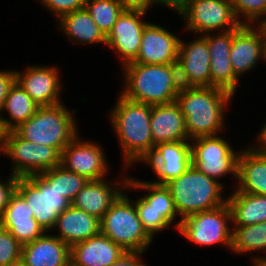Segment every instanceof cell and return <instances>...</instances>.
<instances>
[{"mask_svg":"<svg viewBox=\"0 0 266 266\" xmlns=\"http://www.w3.org/2000/svg\"><path fill=\"white\" fill-rule=\"evenodd\" d=\"M109 114L123 152L124 168L142 162L154 150L150 128L151 105L129 100L119 94Z\"/></svg>","mask_w":266,"mask_h":266,"instance_id":"6da1fadb","label":"cell"},{"mask_svg":"<svg viewBox=\"0 0 266 266\" xmlns=\"http://www.w3.org/2000/svg\"><path fill=\"white\" fill-rule=\"evenodd\" d=\"M234 96L217 87H181L176 96L189 139L214 136L224 128L225 110Z\"/></svg>","mask_w":266,"mask_h":266,"instance_id":"7a4b0ae2","label":"cell"},{"mask_svg":"<svg viewBox=\"0 0 266 266\" xmlns=\"http://www.w3.org/2000/svg\"><path fill=\"white\" fill-rule=\"evenodd\" d=\"M125 98L149 105L170 104L176 101L181 83L177 64L123 65Z\"/></svg>","mask_w":266,"mask_h":266,"instance_id":"3957f363","label":"cell"},{"mask_svg":"<svg viewBox=\"0 0 266 266\" xmlns=\"http://www.w3.org/2000/svg\"><path fill=\"white\" fill-rule=\"evenodd\" d=\"M165 186L169 189L180 219L227 203L222 195L223 183L198 171L193 165Z\"/></svg>","mask_w":266,"mask_h":266,"instance_id":"277c9868","label":"cell"},{"mask_svg":"<svg viewBox=\"0 0 266 266\" xmlns=\"http://www.w3.org/2000/svg\"><path fill=\"white\" fill-rule=\"evenodd\" d=\"M75 112L69 111L64 103L39 106L36 113L14 131L28 142L53 147L61 153L78 135Z\"/></svg>","mask_w":266,"mask_h":266,"instance_id":"5b68a950","label":"cell"},{"mask_svg":"<svg viewBox=\"0 0 266 266\" xmlns=\"http://www.w3.org/2000/svg\"><path fill=\"white\" fill-rule=\"evenodd\" d=\"M101 233L126 252H142L153 239L144 230L134 202L123 193L100 220Z\"/></svg>","mask_w":266,"mask_h":266,"instance_id":"8992f818","label":"cell"},{"mask_svg":"<svg viewBox=\"0 0 266 266\" xmlns=\"http://www.w3.org/2000/svg\"><path fill=\"white\" fill-rule=\"evenodd\" d=\"M15 191L33 212V218L45 232L53 230L57 218L71 206L54 187L40 175L18 177Z\"/></svg>","mask_w":266,"mask_h":266,"instance_id":"52a82bcc","label":"cell"},{"mask_svg":"<svg viewBox=\"0 0 266 266\" xmlns=\"http://www.w3.org/2000/svg\"><path fill=\"white\" fill-rule=\"evenodd\" d=\"M228 221V222H227ZM231 210L228 203L216 209L186 216L177 222L175 228L191 243L201 246L223 244L231 249Z\"/></svg>","mask_w":266,"mask_h":266,"instance_id":"ba28073f","label":"cell"},{"mask_svg":"<svg viewBox=\"0 0 266 266\" xmlns=\"http://www.w3.org/2000/svg\"><path fill=\"white\" fill-rule=\"evenodd\" d=\"M1 154L13 161L11 175L28 177L61 165V153L53 147L28 142L14 130L6 134Z\"/></svg>","mask_w":266,"mask_h":266,"instance_id":"9c48e42d","label":"cell"},{"mask_svg":"<svg viewBox=\"0 0 266 266\" xmlns=\"http://www.w3.org/2000/svg\"><path fill=\"white\" fill-rule=\"evenodd\" d=\"M192 146V165L201 173L213 179L232 174L237 180L238 157L225 138L218 135L201 136L190 140Z\"/></svg>","mask_w":266,"mask_h":266,"instance_id":"30bf717a","label":"cell"},{"mask_svg":"<svg viewBox=\"0 0 266 266\" xmlns=\"http://www.w3.org/2000/svg\"><path fill=\"white\" fill-rule=\"evenodd\" d=\"M180 17L185 20L186 30L199 35L213 31L215 34L218 29L226 32L243 25L237 19L230 0H191Z\"/></svg>","mask_w":266,"mask_h":266,"instance_id":"8fae6325","label":"cell"},{"mask_svg":"<svg viewBox=\"0 0 266 266\" xmlns=\"http://www.w3.org/2000/svg\"><path fill=\"white\" fill-rule=\"evenodd\" d=\"M186 43L180 40L177 68L182 87H211L210 54L207 38L197 35Z\"/></svg>","mask_w":266,"mask_h":266,"instance_id":"7c38bea8","label":"cell"},{"mask_svg":"<svg viewBox=\"0 0 266 266\" xmlns=\"http://www.w3.org/2000/svg\"><path fill=\"white\" fill-rule=\"evenodd\" d=\"M189 142L190 140H181L155 145L152 154L143 160L157 176L156 181L148 183L165 185L185 173L192 165V146Z\"/></svg>","mask_w":266,"mask_h":266,"instance_id":"4fadbf2b","label":"cell"},{"mask_svg":"<svg viewBox=\"0 0 266 266\" xmlns=\"http://www.w3.org/2000/svg\"><path fill=\"white\" fill-rule=\"evenodd\" d=\"M147 11L125 9L106 36V44L116 50L123 65L133 62L139 52L143 30L148 22L143 21Z\"/></svg>","mask_w":266,"mask_h":266,"instance_id":"5bb4252c","label":"cell"},{"mask_svg":"<svg viewBox=\"0 0 266 266\" xmlns=\"http://www.w3.org/2000/svg\"><path fill=\"white\" fill-rule=\"evenodd\" d=\"M105 151L92 141H81L78 135L62 150L61 165L88 180L105 179L108 164Z\"/></svg>","mask_w":266,"mask_h":266,"instance_id":"9a60e30c","label":"cell"},{"mask_svg":"<svg viewBox=\"0 0 266 266\" xmlns=\"http://www.w3.org/2000/svg\"><path fill=\"white\" fill-rule=\"evenodd\" d=\"M26 71H15V81L30 95L39 106H51L62 103L58 68L45 65H31ZM62 86V87H61Z\"/></svg>","mask_w":266,"mask_h":266,"instance_id":"2e32d148","label":"cell"},{"mask_svg":"<svg viewBox=\"0 0 266 266\" xmlns=\"http://www.w3.org/2000/svg\"><path fill=\"white\" fill-rule=\"evenodd\" d=\"M180 38L167 29L148 22L143 30L138 55L133 62L140 64H176Z\"/></svg>","mask_w":266,"mask_h":266,"instance_id":"e0dca14e","label":"cell"},{"mask_svg":"<svg viewBox=\"0 0 266 266\" xmlns=\"http://www.w3.org/2000/svg\"><path fill=\"white\" fill-rule=\"evenodd\" d=\"M242 25L233 29L230 61L235 75L252 70L260 59H264V25Z\"/></svg>","mask_w":266,"mask_h":266,"instance_id":"ac0fdd59","label":"cell"},{"mask_svg":"<svg viewBox=\"0 0 266 266\" xmlns=\"http://www.w3.org/2000/svg\"><path fill=\"white\" fill-rule=\"evenodd\" d=\"M204 36L210 54L211 87L226 90L234 96L240 79L235 75L230 61L233 30Z\"/></svg>","mask_w":266,"mask_h":266,"instance_id":"d6986e66","label":"cell"},{"mask_svg":"<svg viewBox=\"0 0 266 266\" xmlns=\"http://www.w3.org/2000/svg\"><path fill=\"white\" fill-rule=\"evenodd\" d=\"M121 179L119 183L115 184L108 183L105 179L89 180L76 195L71 205L101 220L109 208L123 194L122 188H126L129 175Z\"/></svg>","mask_w":266,"mask_h":266,"instance_id":"ffe728a7","label":"cell"},{"mask_svg":"<svg viewBox=\"0 0 266 266\" xmlns=\"http://www.w3.org/2000/svg\"><path fill=\"white\" fill-rule=\"evenodd\" d=\"M126 251L101 232L70 247V266H111Z\"/></svg>","mask_w":266,"mask_h":266,"instance_id":"44dd1931","label":"cell"},{"mask_svg":"<svg viewBox=\"0 0 266 266\" xmlns=\"http://www.w3.org/2000/svg\"><path fill=\"white\" fill-rule=\"evenodd\" d=\"M33 216L29 206L15 191L4 213L0 216V225L7 229L21 245H25L45 233Z\"/></svg>","mask_w":266,"mask_h":266,"instance_id":"7402d4cb","label":"cell"},{"mask_svg":"<svg viewBox=\"0 0 266 266\" xmlns=\"http://www.w3.org/2000/svg\"><path fill=\"white\" fill-rule=\"evenodd\" d=\"M150 128L154 147L159 143L190 140L185 117L176 101L170 104L151 105Z\"/></svg>","mask_w":266,"mask_h":266,"instance_id":"603a6c76","label":"cell"},{"mask_svg":"<svg viewBox=\"0 0 266 266\" xmlns=\"http://www.w3.org/2000/svg\"><path fill=\"white\" fill-rule=\"evenodd\" d=\"M47 233L22 245L21 259L27 266H70V247Z\"/></svg>","mask_w":266,"mask_h":266,"instance_id":"cb8c5ba5","label":"cell"},{"mask_svg":"<svg viewBox=\"0 0 266 266\" xmlns=\"http://www.w3.org/2000/svg\"><path fill=\"white\" fill-rule=\"evenodd\" d=\"M53 229L59 232L53 235L71 247L98 235L101 232V224L95 216L71 205L57 218Z\"/></svg>","mask_w":266,"mask_h":266,"instance_id":"d4e9b609","label":"cell"},{"mask_svg":"<svg viewBox=\"0 0 266 266\" xmlns=\"http://www.w3.org/2000/svg\"><path fill=\"white\" fill-rule=\"evenodd\" d=\"M237 191L266 196V154L253 146L240 151L237 170Z\"/></svg>","mask_w":266,"mask_h":266,"instance_id":"484cf974","label":"cell"},{"mask_svg":"<svg viewBox=\"0 0 266 266\" xmlns=\"http://www.w3.org/2000/svg\"><path fill=\"white\" fill-rule=\"evenodd\" d=\"M58 22V28L69 37L70 41L82 45L106 44V36L85 8L63 15Z\"/></svg>","mask_w":266,"mask_h":266,"instance_id":"4316f807","label":"cell"},{"mask_svg":"<svg viewBox=\"0 0 266 266\" xmlns=\"http://www.w3.org/2000/svg\"><path fill=\"white\" fill-rule=\"evenodd\" d=\"M233 226H246L266 221V196L235 190L227 198Z\"/></svg>","mask_w":266,"mask_h":266,"instance_id":"83f0119b","label":"cell"},{"mask_svg":"<svg viewBox=\"0 0 266 266\" xmlns=\"http://www.w3.org/2000/svg\"><path fill=\"white\" fill-rule=\"evenodd\" d=\"M39 105L15 81L4 100L1 112H9V118L1 117L5 128L10 131L31 118ZM12 120V121H11Z\"/></svg>","mask_w":266,"mask_h":266,"instance_id":"f1b7e54d","label":"cell"},{"mask_svg":"<svg viewBox=\"0 0 266 266\" xmlns=\"http://www.w3.org/2000/svg\"><path fill=\"white\" fill-rule=\"evenodd\" d=\"M129 188L148 191V193L142 196V198L150 205V207L158 211L160 216L170 225L174 222L176 216H178L170 191L165 185L139 181L130 176L126 189L129 190Z\"/></svg>","mask_w":266,"mask_h":266,"instance_id":"f546056e","label":"cell"},{"mask_svg":"<svg viewBox=\"0 0 266 266\" xmlns=\"http://www.w3.org/2000/svg\"><path fill=\"white\" fill-rule=\"evenodd\" d=\"M232 229L231 250L233 252L242 254L266 249V221L246 226H233Z\"/></svg>","mask_w":266,"mask_h":266,"instance_id":"4dcf8cb0","label":"cell"},{"mask_svg":"<svg viewBox=\"0 0 266 266\" xmlns=\"http://www.w3.org/2000/svg\"><path fill=\"white\" fill-rule=\"evenodd\" d=\"M40 175L71 203L89 181L86 177L69 171L62 165L46 170Z\"/></svg>","mask_w":266,"mask_h":266,"instance_id":"1f68e13d","label":"cell"},{"mask_svg":"<svg viewBox=\"0 0 266 266\" xmlns=\"http://www.w3.org/2000/svg\"><path fill=\"white\" fill-rule=\"evenodd\" d=\"M84 8L105 36L126 9L121 0H86Z\"/></svg>","mask_w":266,"mask_h":266,"instance_id":"d6a6232c","label":"cell"},{"mask_svg":"<svg viewBox=\"0 0 266 266\" xmlns=\"http://www.w3.org/2000/svg\"><path fill=\"white\" fill-rule=\"evenodd\" d=\"M230 2L237 19L243 25H253L255 22L259 25L266 23V0H230Z\"/></svg>","mask_w":266,"mask_h":266,"instance_id":"836d02e7","label":"cell"},{"mask_svg":"<svg viewBox=\"0 0 266 266\" xmlns=\"http://www.w3.org/2000/svg\"><path fill=\"white\" fill-rule=\"evenodd\" d=\"M132 201L134 202L138 218L140 219L144 230L152 239L154 238L153 236L155 233L161 232L171 226L160 216V213L150 207L142 197L138 198L137 201Z\"/></svg>","mask_w":266,"mask_h":266,"instance_id":"e575fe53","label":"cell"},{"mask_svg":"<svg viewBox=\"0 0 266 266\" xmlns=\"http://www.w3.org/2000/svg\"><path fill=\"white\" fill-rule=\"evenodd\" d=\"M22 245L0 225V266H9L21 258Z\"/></svg>","mask_w":266,"mask_h":266,"instance_id":"d590c367","label":"cell"},{"mask_svg":"<svg viewBox=\"0 0 266 266\" xmlns=\"http://www.w3.org/2000/svg\"><path fill=\"white\" fill-rule=\"evenodd\" d=\"M41 3L57 16V21L63 15L84 9L86 0H40Z\"/></svg>","mask_w":266,"mask_h":266,"instance_id":"8d00e7d4","label":"cell"},{"mask_svg":"<svg viewBox=\"0 0 266 266\" xmlns=\"http://www.w3.org/2000/svg\"><path fill=\"white\" fill-rule=\"evenodd\" d=\"M17 180V176L10 174L7 182L0 181V216L4 213L11 195L15 192Z\"/></svg>","mask_w":266,"mask_h":266,"instance_id":"74e56055","label":"cell"},{"mask_svg":"<svg viewBox=\"0 0 266 266\" xmlns=\"http://www.w3.org/2000/svg\"><path fill=\"white\" fill-rule=\"evenodd\" d=\"M15 82V70L0 71V113L10 87Z\"/></svg>","mask_w":266,"mask_h":266,"instance_id":"f35d334b","label":"cell"},{"mask_svg":"<svg viewBox=\"0 0 266 266\" xmlns=\"http://www.w3.org/2000/svg\"><path fill=\"white\" fill-rule=\"evenodd\" d=\"M142 252H126L120 259L115 261L111 266H146L140 259Z\"/></svg>","mask_w":266,"mask_h":266,"instance_id":"ab89813d","label":"cell"},{"mask_svg":"<svg viewBox=\"0 0 266 266\" xmlns=\"http://www.w3.org/2000/svg\"><path fill=\"white\" fill-rule=\"evenodd\" d=\"M191 0H154V4H160V6H166L175 12L178 15H182V13L188 8Z\"/></svg>","mask_w":266,"mask_h":266,"instance_id":"60d3db41","label":"cell"},{"mask_svg":"<svg viewBox=\"0 0 266 266\" xmlns=\"http://www.w3.org/2000/svg\"><path fill=\"white\" fill-rule=\"evenodd\" d=\"M126 9H140L148 11L154 6V0H121Z\"/></svg>","mask_w":266,"mask_h":266,"instance_id":"b9f144b4","label":"cell"},{"mask_svg":"<svg viewBox=\"0 0 266 266\" xmlns=\"http://www.w3.org/2000/svg\"><path fill=\"white\" fill-rule=\"evenodd\" d=\"M257 139L259 145H256L253 148L260 153L266 154V123L260 130Z\"/></svg>","mask_w":266,"mask_h":266,"instance_id":"7bdbcfd3","label":"cell"},{"mask_svg":"<svg viewBox=\"0 0 266 266\" xmlns=\"http://www.w3.org/2000/svg\"><path fill=\"white\" fill-rule=\"evenodd\" d=\"M7 132L0 115V153L3 151Z\"/></svg>","mask_w":266,"mask_h":266,"instance_id":"ee69618b","label":"cell"},{"mask_svg":"<svg viewBox=\"0 0 266 266\" xmlns=\"http://www.w3.org/2000/svg\"><path fill=\"white\" fill-rule=\"evenodd\" d=\"M264 256H256L253 258V266H266V257Z\"/></svg>","mask_w":266,"mask_h":266,"instance_id":"f6af8a7d","label":"cell"},{"mask_svg":"<svg viewBox=\"0 0 266 266\" xmlns=\"http://www.w3.org/2000/svg\"><path fill=\"white\" fill-rule=\"evenodd\" d=\"M9 266H27L25 262L20 258L19 260L11 263Z\"/></svg>","mask_w":266,"mask_h":266,"instance_id":"bcb514c9","label":"cell"},{"mask_svg":"<svg viewBox=\"0 0 266 266\" xmlns=\"http://www.w3.org/2000/svg\"><path fill=\"white\" fill-rule=\"evenodd\" d=\"M264 62L266 63V26L264 25Z\"/></svg>","mask_w":266,"mask_h":266,"instance_id":"7dc6e473","label":"cell"}]
</instances>
